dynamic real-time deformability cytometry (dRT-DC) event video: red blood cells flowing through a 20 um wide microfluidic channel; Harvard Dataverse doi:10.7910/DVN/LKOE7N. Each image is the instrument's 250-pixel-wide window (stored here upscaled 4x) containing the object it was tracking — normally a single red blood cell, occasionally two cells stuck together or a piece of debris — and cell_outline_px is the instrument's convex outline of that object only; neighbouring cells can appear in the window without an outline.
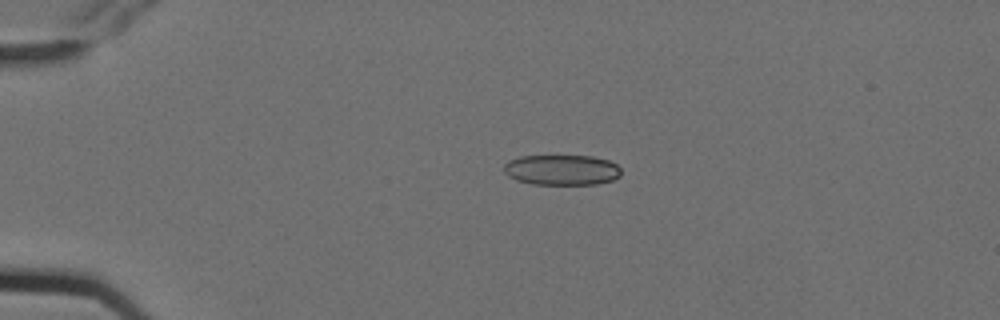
{"species": "Egyptian fruit bat (a non-hibernating species)", "species_latin": "Rousettus aegyptiacus", "temperature_condition": "cold", "stored_images_in_passage": 6, "camera_frame_rate_fps": 3000, "um_per_image_px": 0.085, "animal": {"sex": "female"}, "frame": {"image": 1, "passage_image": 3, "time_ms": 0.667, "image_size_px": [1000, 320], "cell_outline_px": [[620, 176], [612, 180], [596, 184], [532, 184], [516, 180], [508, 176], [504, 172], [504, 164], [508, 160], [520, 156], [592, 156], [608, 160], [616, 164], [620, 168]], "centroid_in_image_um": [47.73, 14.44], "position_along_channel_um": 37.3, "area_um2": 20.81}}
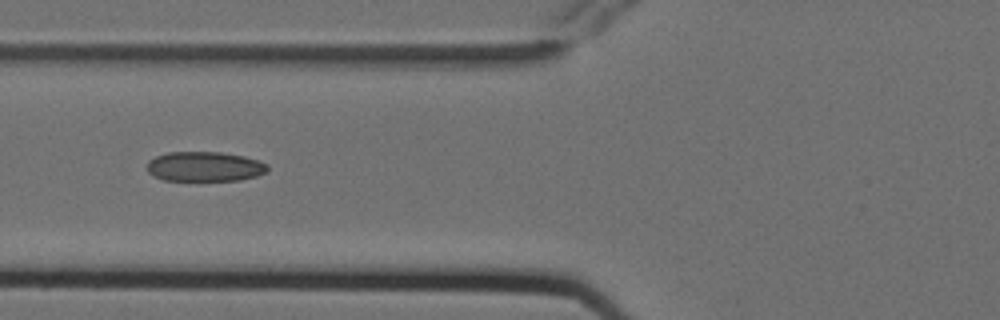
{"frame": {"image": 2, "passage_image": 6, "time_ms": 1.667, "image_size_px": [1000, 320], "cell_outline_px": [[268, 172], [256, 176], [240, 180], [164, 180], [152, 176], [144, 168], [148, 160], [156, 156], [168, 152], [220, 152], [244, 156], [268, 164]], "centroid_in_image_um": [17.35, 14.16], "position_along_channel_um": 108.4, "area_um2": 21.1}}